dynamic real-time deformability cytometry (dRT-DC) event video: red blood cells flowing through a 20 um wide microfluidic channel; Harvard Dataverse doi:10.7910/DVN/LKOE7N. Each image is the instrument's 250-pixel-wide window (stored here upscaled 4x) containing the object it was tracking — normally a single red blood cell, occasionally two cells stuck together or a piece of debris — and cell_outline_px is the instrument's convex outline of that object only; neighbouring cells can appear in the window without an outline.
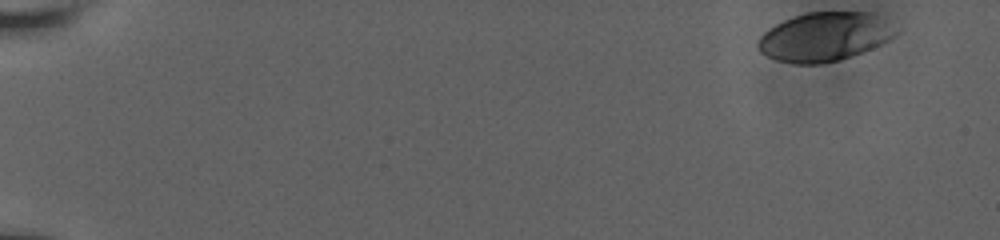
{"species": "human", "species_latin": "Homo sapiens", "temperature_condition": "room temperature", "stored_images_in_passage": 16, "camera_frame_rate_fps": 3000, "um_per_image_px": 0.085, "donor": {"sex": "male"}, "frame": {"image": 1, "passage_image": 1, "time_ms": 0.0, "image_size_px": [1000, 240], "cell_outline_px": [[900, 32], [888, 40], [872, 48], [836, 60], [820, 64], [796, 64], [776, 60], [760, 52], [756, 48], [756, 44], [760, 36], [768, 28], [792, 16], [808, 12], [868, 12], [876, 16]], "centroid_in_image_um": [70.0, 3.13], "position_along_channel_um": 15.0, "area_um2": 38.78}}